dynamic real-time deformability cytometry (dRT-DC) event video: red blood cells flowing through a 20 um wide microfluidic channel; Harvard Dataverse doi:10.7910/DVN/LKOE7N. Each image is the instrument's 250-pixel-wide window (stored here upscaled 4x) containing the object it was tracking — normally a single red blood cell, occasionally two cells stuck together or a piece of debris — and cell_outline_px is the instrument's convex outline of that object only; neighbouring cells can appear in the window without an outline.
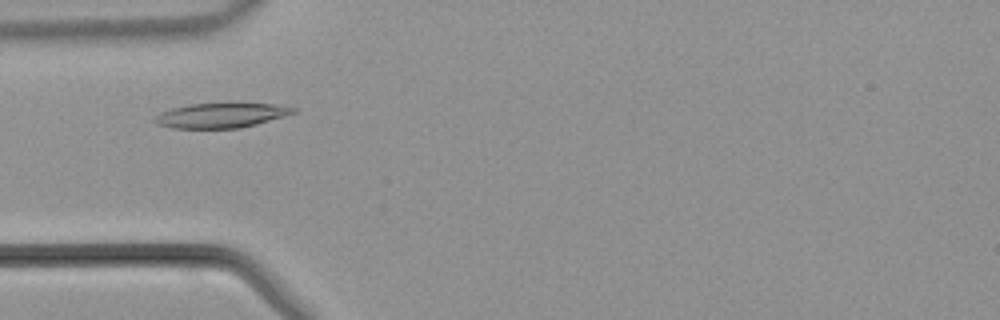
{"species": "common noctule bat (a hibernating species)", "species_latin": "Nyctalus noctula", "temperature_condition": "warm", "stored_images_in_passage": 37, "camera_frame_rate_fps": 3000, "um_per_image_px": 0.085, "animal": {"sex": "male", "body_mass_g": 21.5, "forearm_length_mm": 52.0}, "frame": {"image": 1, "passage_image": 7, "time_ms": 2.0, "image_size_px": [1000, 320], "cell_outline_px": [[300, 108], [296, 112], [284, 116], [256, 124], [240, 128], [172, 128], [156, 124], [152, 120], [160, 112], [172, 108], [188, 104], [272, 104]], "centroid_in_image_um": [18.77, 9.81], "position_along_channel_um": 66.2, "area_um2": 19.83}}
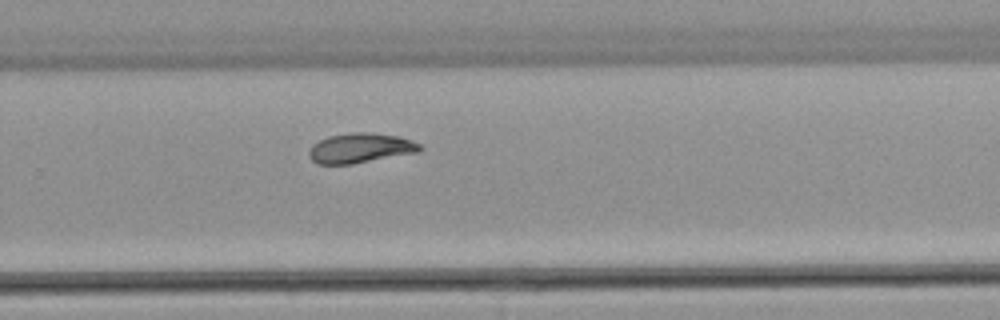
{"frame": {"image": 2, "passage_image": 22, "time_ms": 7.0, "image_size_px": [1000, 320], "cell_outline_px": [[424, 148], [420, 152], [352, 164], [316, 164], [308, 156], [308, 152], [312, 144], [328, 136], [352, 132], [368, 132], [400, 136], [420, 144]], "centroid_in_image_um": [30.64, 12.59], "position_along_channel_um": 299.2, "area_um2": 19.48}}
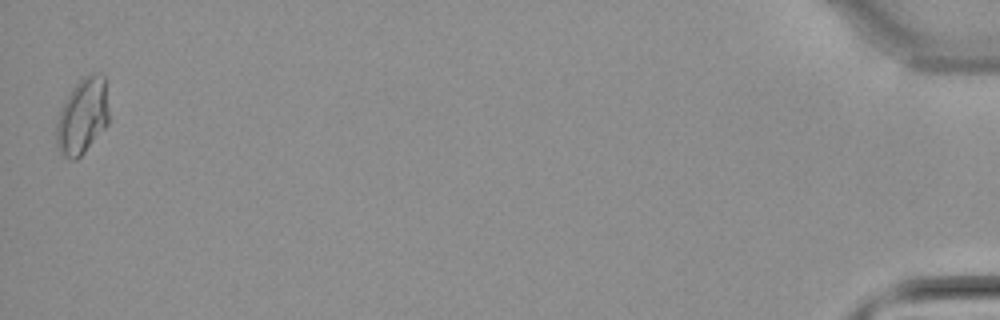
{"frame": {"image": 3, "passage_image": 37, "time_ms": 12.0, "image_size_px": [1000, 320], "cell_outline_px": [[108, 124], [84, 152], [76, 160], [72, 160], [64, 156], [60, 152], [56, 144], [56, 124], [60, 112], [72, 88], [84, 76], [92, 72], [104, 72], [108, 112]], "centroid_in_image_um": [7.02, 9.86], "position_along_channel_um": 428.2, "area_um2": 23.06}}